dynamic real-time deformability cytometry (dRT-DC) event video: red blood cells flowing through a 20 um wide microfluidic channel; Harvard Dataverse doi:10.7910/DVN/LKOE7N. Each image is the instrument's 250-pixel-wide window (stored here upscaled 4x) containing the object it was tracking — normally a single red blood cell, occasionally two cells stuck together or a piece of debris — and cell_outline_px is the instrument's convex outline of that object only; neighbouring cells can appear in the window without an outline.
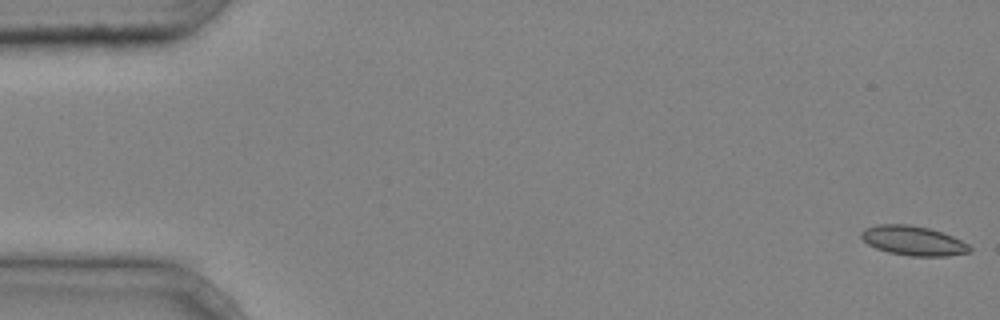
{"species": "common noctule bat (a hibernating species)", "species_latin": "Nyctalus noctula", "temperature_condition": "cold", "stored_images_in_passage": 45, "camera_frame_rate_fps": 3000, "um_per_image_px": 0.085, "animal": {"sex": "male", "body_mass_g": 20.4}, "frame": {"image": 1, "passage_image": 1, "time_ms": 0.0, "image_size_px": [1000, 320], "cell_outline_px": [[972, 252], [948, 256], [912, 256], [888, 252], [876, 248], [868, 244], [860, 236], [860, 232], [864, 228], [876, 224], [908, 224], [928, 228], [952, 236], [968, 244], [972, 248]], "centroid_in_image_um": [77.61, 20.46], "position_along_channel_um": 7.4, "area_um2": 18.67}}
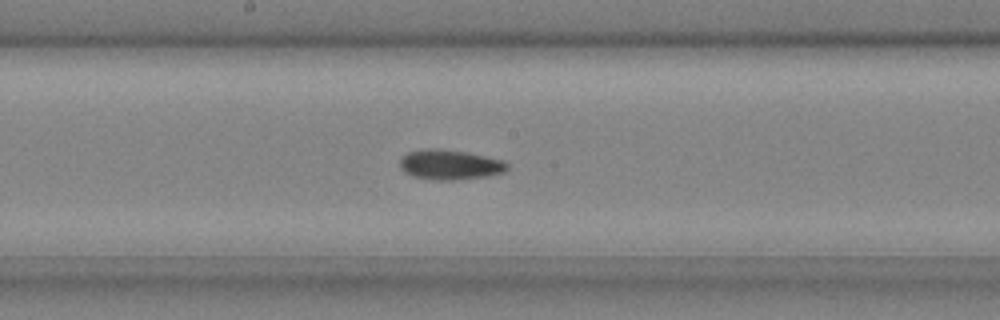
{"frame": {"image": 2, "passage_image": 25, "time_ms": 8.0, "image_size_px": [1000, 320], "cell_outline_px": [[508, 168], [504, 172], [484, 176], [452, 180], [436, 180], [412, 176], [404, 172], [400, 168], [400, 160], [408, 152], [424, 148], [440, 148], [468, 152], [504, 160], [508, 164]], "centroid_in_image_um": [38.23, 13.98], "position_along_channel_um": 210.0, "area_um2": 18.79}}
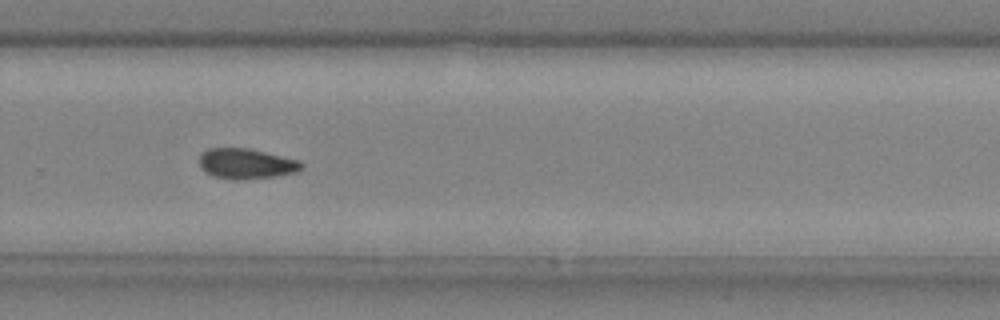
{"frame": {"image": 3, "passage_image": 32, "time_ms": 10.333, "image_size_px": [1000, 320], "cell_outline_px": [[304, 168], [296, 172], [272, 176], [236, 180], [232, 180], [212, 176], [204, 172], [200, 168], [200, 156], [208, 148], [248, 148], [300, 160], [304, 164]], "centroid_in_image_um": [20.93, 13.91], "position_along_channel_um": 308.9, "area_um2": 18.09}, "authors_computed_cell_mechanics": {"area_um2": 18.3804, "velocity_mm_per_s": 4.2415, "shape_relaxation_time_tau1_ms": 7.8143, "shape_relaxation_time_tau2_ms": null, "deformation_change_tau1": 0.1061, "deformation_change_tau2": null}}